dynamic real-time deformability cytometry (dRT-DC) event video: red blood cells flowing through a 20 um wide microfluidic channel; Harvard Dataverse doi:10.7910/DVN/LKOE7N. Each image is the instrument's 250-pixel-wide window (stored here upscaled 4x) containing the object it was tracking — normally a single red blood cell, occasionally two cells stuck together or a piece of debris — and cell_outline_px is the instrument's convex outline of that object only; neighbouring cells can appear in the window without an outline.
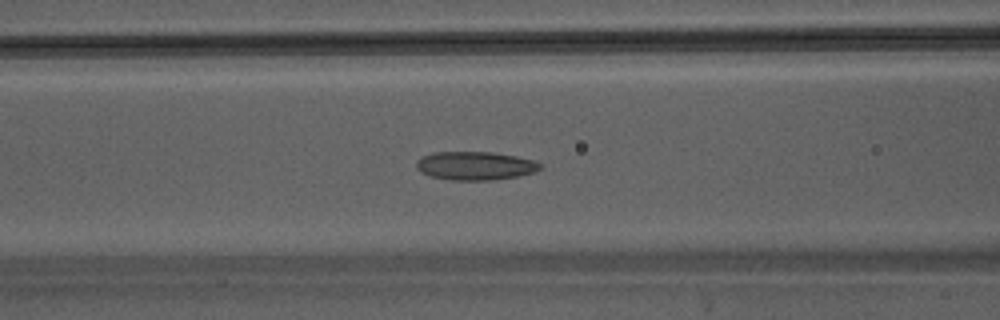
{"species": "Egyptian fruit bat (a non-hibernating species)", "species_latin": "Rousettus aegyptiacus", "temperature_condition": "warm", "stored_images_in_passage": 46, "camera_frame_rate_fps": 3000, "um_per_image_px": 0.085, "animal": {"sex": "male"}, "frame": {"image": 1, "passage_image": 20, "time_ms": 6.333, "image_size_px": [1000, 320], "cell_outline_px": [[544, 168], [532, 172], [516, 176], [492, 180], [452, 180], [428, 176], [420, 172], [416, 168], [416, 160], [432, 152], [492, 152], [516, 156], [532, 160], [544, 164]], "centroid_in_image_um": [40.38, 14.09], "position_along_channel_um": 126.2, "area_um2": 20.63}}
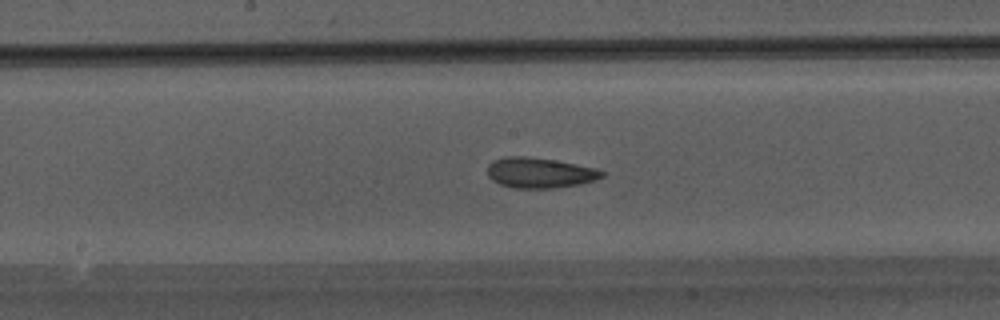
{"frame": {"image": 2, "passage_image": 25, "time_ms": 8.0, "image_size_px": [1000, 320], "cell_outline_px": [[604, 176], [596, 180], [580, 184], [552, 188], [516, 188], [500, 184], [492, 180], [488, 176], [488, 164], [492, 160], [504, 156], [524, 156], [556, 160], [596, 168], [604, 172]], "centroid_in_image_um": [45.87, 14.68], "position_along_channel_um": 202.3, "area_um2": 20.35}}
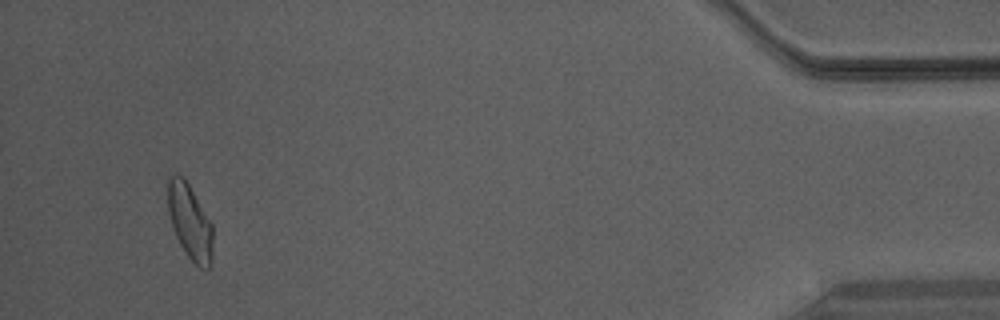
{"frame": {"image": 3, "passage_image": 44, "time_ms": 14.333, "image_size_px": [1000, 320], "cell_outline_px": [[212, 264], [208, 268], [200, 268], [188, 256], [180, 244], [172, 228], [168, 212], [168, 180], [172, 176], [184, 176], [212, 224]], "centroid_in_image_um": [16.14, 18.87], "position_along_channel_um": 419.1, "area_um2": 19.48}}